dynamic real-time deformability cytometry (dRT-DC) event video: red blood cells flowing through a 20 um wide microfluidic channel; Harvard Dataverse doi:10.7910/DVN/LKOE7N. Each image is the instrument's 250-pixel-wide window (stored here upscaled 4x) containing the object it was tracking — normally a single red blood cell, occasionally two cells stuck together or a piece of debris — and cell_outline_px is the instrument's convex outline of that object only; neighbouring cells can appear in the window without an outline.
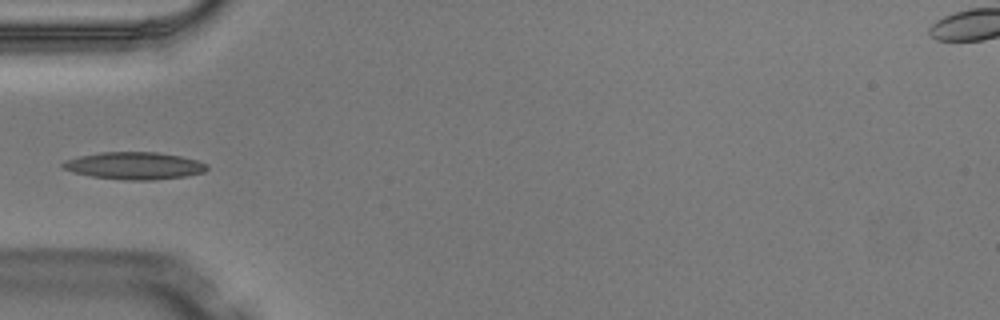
{"species": "Egyptian fruit bat (a non-hibernating species)", "species_latin": "Rousettus aegyptiacus", "temperature_condition": "warm", "stored_images_in_passage": 4, "camera_frame_rate_fps": 3000, "um_per_image_px": 0.085, "animal": {"sex": "male"}, "frame": {"image": 1, "passage_image": 4, "time_ms": 1.0, "image_size_px": [1000, 320], "cell_outline_px": [[208, 168], [204, 172], [188, 176], [152, 180], [124, 180], [92, 176], [72, 172], [64, 168], [60, 164], [64, 160], [80, 156], [100, 152], [156, 152], [180, 156], [196, 160], [208, 164]], "centroid_in_image_um": [11.42, 14.09], "position_along_channel_um": 73.6, "area_um2": 22.95}}